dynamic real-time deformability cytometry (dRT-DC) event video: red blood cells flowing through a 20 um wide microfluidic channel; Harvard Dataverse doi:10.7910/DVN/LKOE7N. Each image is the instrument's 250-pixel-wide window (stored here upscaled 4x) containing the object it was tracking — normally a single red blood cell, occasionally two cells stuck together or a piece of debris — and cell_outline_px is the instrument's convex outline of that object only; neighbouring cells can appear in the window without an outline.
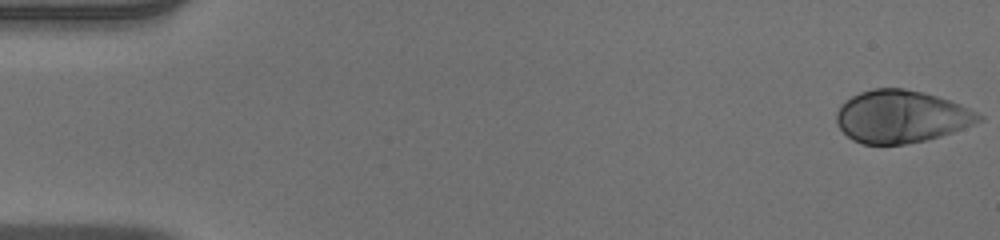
{"species": "human", "species_latin": "Homo sapiens", "temperature_condition": "warm", "stored_images_in_passage": 52, "camera_frame_rate_fps": 3000, "um_per_image_px": 0.085, "donor": {"sex": "male"}, "frame": {"image": 1, "passage_image": 1, "time_ms": 0.0, "image_size_px": [1000, 240], "cell_outline_px": [[984, 120], [952, 132], [940, 136], [924, 140], [904, 144], [864, 144], [852, 140], [840, 128], [836, 120], [836, 112], [840, 104], [852, 96], [860, 92], [872, 88], [904, 88], [936, 96], [960, 104], [984, 116]], "centroid_in_image_um": [76.58, 9.9], "position_along_channel_um": 8.4, "area_um2": 43.29}}
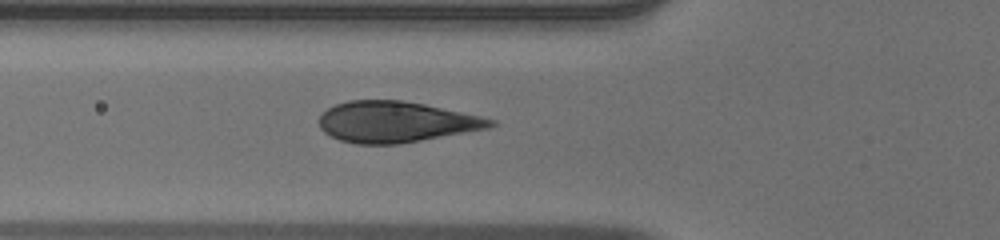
{"frame": {"image": 2, "passage_image": 19, "time_ms": 6.0, "image_size_px": [1000, 240], "cell_outline_px": [[496, 124], [488, 128], [400, 144], [356, 144], [340, 140], [324, 132], [320, 128], [320, 116], [328, 108], [336, 104], [348, 100], [400, 100], [424, 104], [480, 116], [496, 120]], "centroid_in_image_um": [33.64, 10.36], "position_along_channel_um": 92.2, "area_um2": 40.58}}
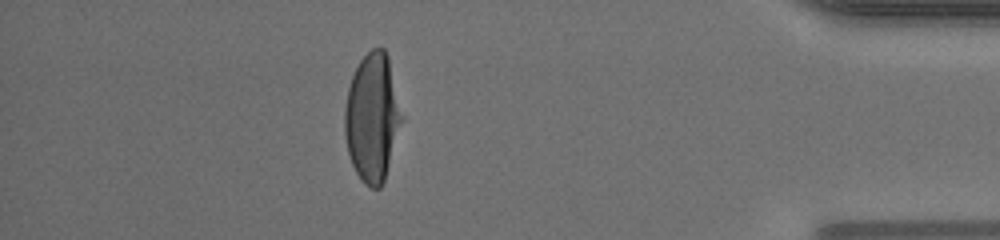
{"frame": {"image": 3, "passage_image": 46, "time_ms": 15.0, "image_size_px": [1000, 240], "cell_outline_px": [[404, 120], [384, 180], [380, 188], [372, 188], [364, 184], [356, 172], [352, 164], [348, 152], [344, 132], [344, 108], [348, 88], [352, 76], [360, 60], [372, 48], [384, 48], [388, 56]], "centroid_in_image_um": [31.65, 10.0], "position_along_channel_um": 403.5, "area_um2": 42.77}}